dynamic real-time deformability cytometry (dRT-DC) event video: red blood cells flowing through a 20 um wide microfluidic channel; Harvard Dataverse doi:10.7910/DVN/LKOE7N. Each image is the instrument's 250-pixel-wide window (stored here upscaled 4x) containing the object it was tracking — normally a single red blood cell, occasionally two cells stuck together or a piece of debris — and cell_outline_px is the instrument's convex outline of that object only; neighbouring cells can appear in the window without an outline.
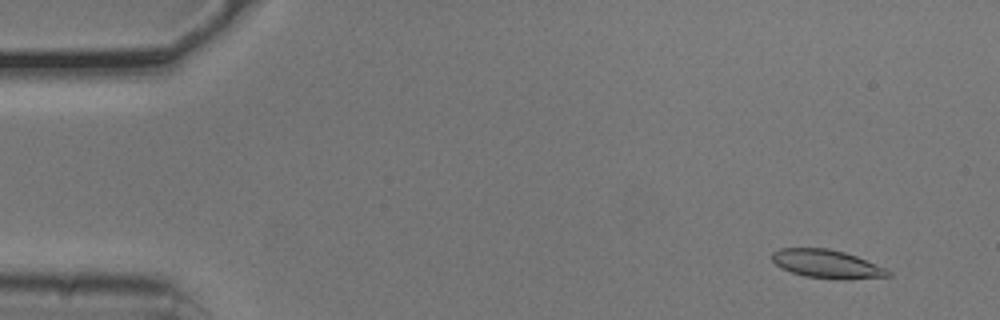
{"species": "common noctule bat (a hibernating species)", "species_latin": "Nyctalus noctula", "temperature_condition": "cold", "stored_images_in_passage": 36, "camera_frame_rate_fps": 3000, "um_per_image_px": 0.085, "animal": {"sex": "male", "body_mass_g": 20.5, "forearm_length_mm": 52.5}, "frame": {"image": 1, "passage_image": 4, "time_ms": 1.0, "image_size_px": [1000, 320], "cell_outline_px": [[892, 276], [848, 280], [836, 280], [804, 276], [780, 268], [772, 260], [772, 252], [780, 248], [828, 248], [844, 252], [856, 256], [888, 268], [892, 272]], "centroid_in_image_um": [70.33, 22.45], "position_along_channel_um": 14.7, "area_um2": 19.59}}
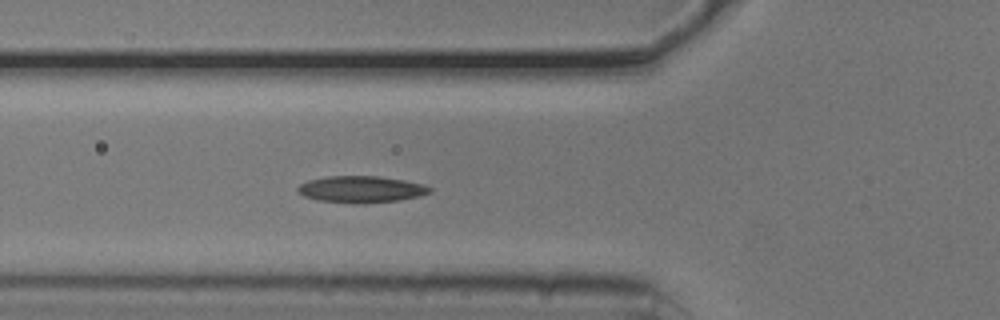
{"frame": {"image": 2, "passage_image": 19, "time_ms": 6.0, "image_size_px": [1000, 320], "cell_outline_px": [[432, 192], [420, 196], [400, 200], [364, 204], [320, 200], [304, 196], [296, 188], [300, 184], [308, 180], [328, 176], [380, 176], [404, 180], [424, 184], [432, 188]], "centroid_in_image_um": [30.75, 16.08], "position_along_channel_um": 95.0, "area_um2": 20.52}}
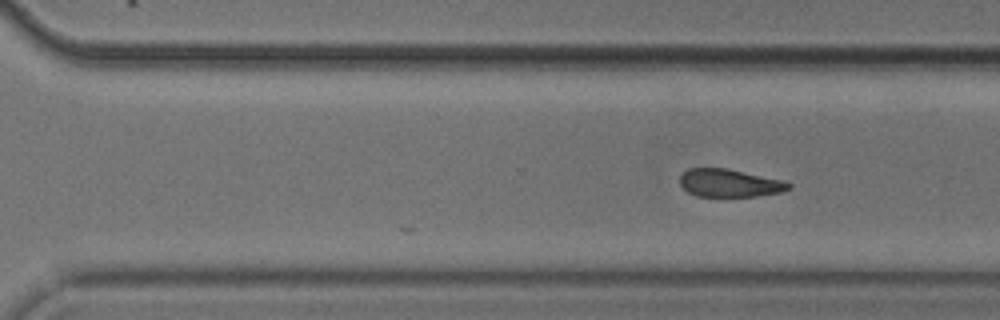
{"frame": {"image": 3, "passage_image": 36, "time_ms": 11.667, "image_size_px": [1000, 320], "cell_outline_px": [[792, 188], [780, 192], [756, 196], [696, 196], [688, 192], [680, 184], [680, 172], [688, 168], [728, 168], [780, 180], [792, 184]], "centroid_in_image_um": [61.96, 15.55], "position_along_channel_um": 308.6, "area_um2": 17.63}}